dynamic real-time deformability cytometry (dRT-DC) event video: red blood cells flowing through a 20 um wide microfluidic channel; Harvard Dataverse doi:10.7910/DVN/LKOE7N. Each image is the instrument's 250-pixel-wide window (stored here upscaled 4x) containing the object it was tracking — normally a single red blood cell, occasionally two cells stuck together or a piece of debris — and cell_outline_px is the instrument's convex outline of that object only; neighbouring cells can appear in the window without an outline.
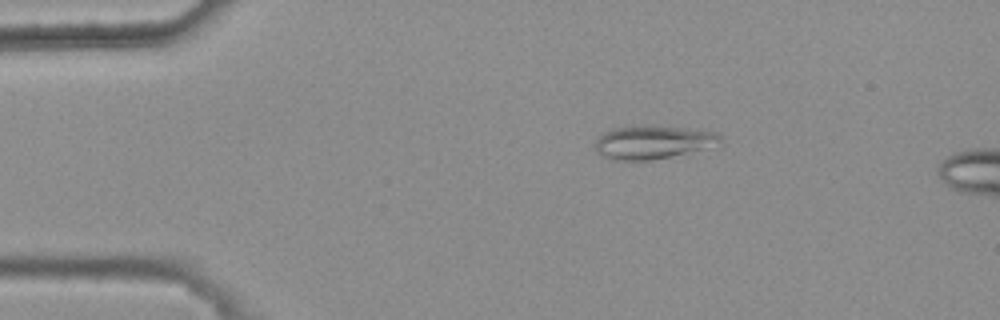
{"species": "common noctule bat (a hibernating species)", "species_latin": "Nyctalus noctula", "temperature_condition": "warm", "stored_images_in_passage": 3, "camera_frame_rate_fps": 3000, "um_per_image_px": 0.085, "animal": {"sex": "female", "body_mass_g": 25.1}, "frame": {"image": 1, "passage_image": 1, "time_ms": 0.0, "image_size_px": [1000, 320], "cell_outline_px": [[720, 140], [700, 148], [652, 160], [612, 160], [596, 152], [596, 140], [604, 132], [612, 128], [684, 128], [716, 132], [720, 136]], "centroid_in_image_um": [55.37, 12.12], "position_along_channel_um": 29.6, "area_um2": 22.6}}